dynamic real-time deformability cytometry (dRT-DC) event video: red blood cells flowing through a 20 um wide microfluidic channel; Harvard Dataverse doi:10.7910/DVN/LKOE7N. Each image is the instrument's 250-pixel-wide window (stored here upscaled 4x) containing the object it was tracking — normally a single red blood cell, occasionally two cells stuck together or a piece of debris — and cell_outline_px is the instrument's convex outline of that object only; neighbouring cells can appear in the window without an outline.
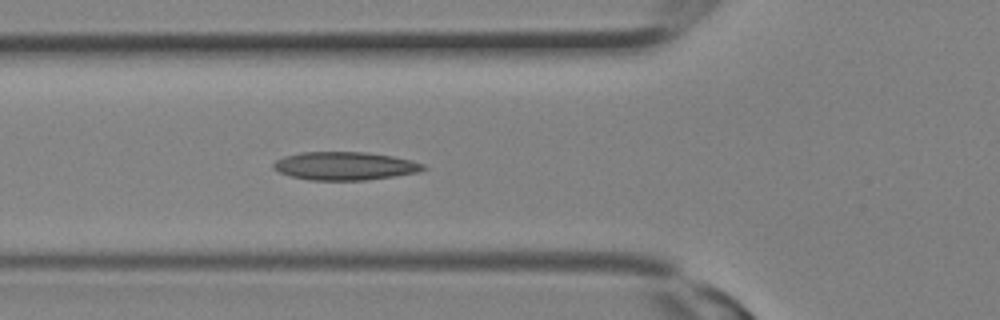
{"species": "Egyptian fruit bat (a non-hibernating species)", "species_latin": "Rousettus aegyptiacus", "temperature_condition": "room temperature", "stored_images_in_passage": 10, "camera_frame_rate_fps": 3000, "um_per_image_px": 0.085, "animal": {"sex": "female"}, "frame": {"image": 1, "passage_image": 10, "time_ms": 3.0, "image_size_px": [1000, 320], "cell_outline_px": [[428, 168], [416, 172], [392, 176], [364, 180], [308, 180], [292, 176], [280, 172], [272, 168], [272, 164], [276, 160], [284, 156], [300, 152], [368, 152], [392, 156], [412, 160], [424, 164]], "centroid_in_image_um": [29.29, 14.1], "position_along_channel_um": 96.5, "area_um2": 24.57}}